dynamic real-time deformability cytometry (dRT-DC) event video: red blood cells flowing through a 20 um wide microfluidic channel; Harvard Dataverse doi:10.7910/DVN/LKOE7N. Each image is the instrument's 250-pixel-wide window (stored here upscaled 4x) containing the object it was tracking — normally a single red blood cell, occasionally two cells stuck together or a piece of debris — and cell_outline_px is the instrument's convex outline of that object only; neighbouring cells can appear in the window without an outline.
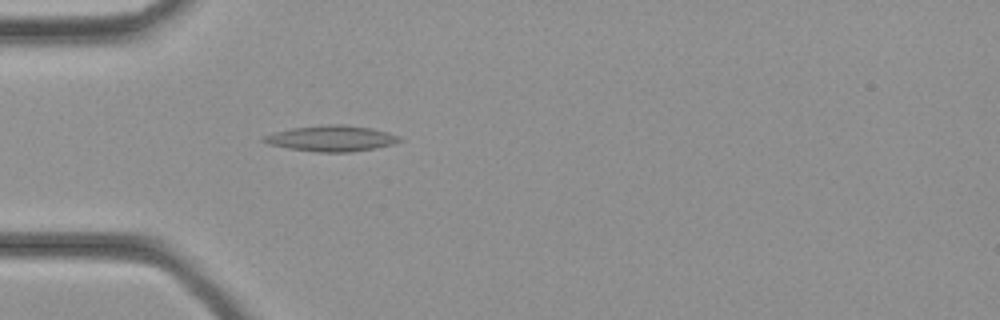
{"species": "common noctule bat (a hibernating species)", "species_latin": "Nyctalus noctula", "temperature_condition": "cold", "stored_images_in_passage": 33, "camera_frame_rate_fps": 3000, "um_per_image_px": 0.085, "animal": {"sex": "female", "body_mass_g": 21.9}, "frame": {"image": 1, "passage_image": 9, "time_ms": 2.667, "image_size_px": [1000, 320], "cell_outline_px": [[404, 140], [392, 144], [376, 148], [352, 152], [316, 152], [288, 148], [268, 144], [260, 140], [260, 136], [272, 132], [292, 128], [328, 124], [344, 124], [372, 128], [388, 132], [400, 136]], "centroid_in_image_um": [28.15, 11.76], "position_along_channel_um": 56.9, "area_um2": 20.75}}
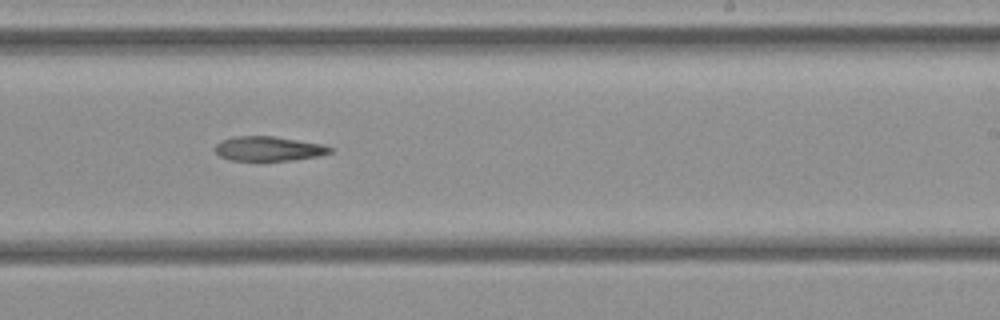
{"frame": {"image": 2, "passage_image": 20, "time_ms": 6.333, "image_size_px": [1000, 320], "cell_outline_px": [[332, 152], [320, 156], [292, 160], [228, 160], [220, 156], [216, 152], [216, 144], [220, 140], [232, 136], [272, 136], [324, 144], [332, 148]], "centroid_in_image_um": [22.83, 12.63], "position_along_channel_um": 266.2, "area_um2": 16.47}}
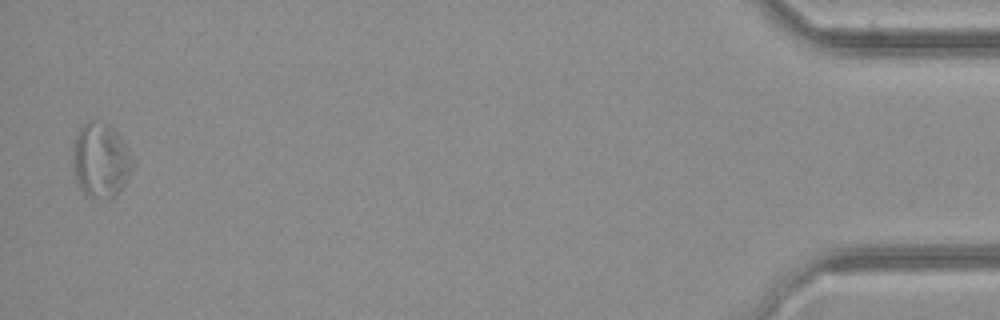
{"frame": {"image": 3, "passage_image": 33, "time_ms": 10.667, "image_size_px": [1000, 320], "cell_outline_px": [[136, 164], [120, 192], [116, 196], [108, 200], [88, 196], [84, 192], [76, 180], [72, 168], [72, 164], [76, 136], [80, 128], [88, 120], [92, 120], [108, 124], [120, 136], [132, 156]], "centroid_in_image_um": [8.59, 13.66], "position_along_channel_um": 426.6, "area_um2": 26.18}}